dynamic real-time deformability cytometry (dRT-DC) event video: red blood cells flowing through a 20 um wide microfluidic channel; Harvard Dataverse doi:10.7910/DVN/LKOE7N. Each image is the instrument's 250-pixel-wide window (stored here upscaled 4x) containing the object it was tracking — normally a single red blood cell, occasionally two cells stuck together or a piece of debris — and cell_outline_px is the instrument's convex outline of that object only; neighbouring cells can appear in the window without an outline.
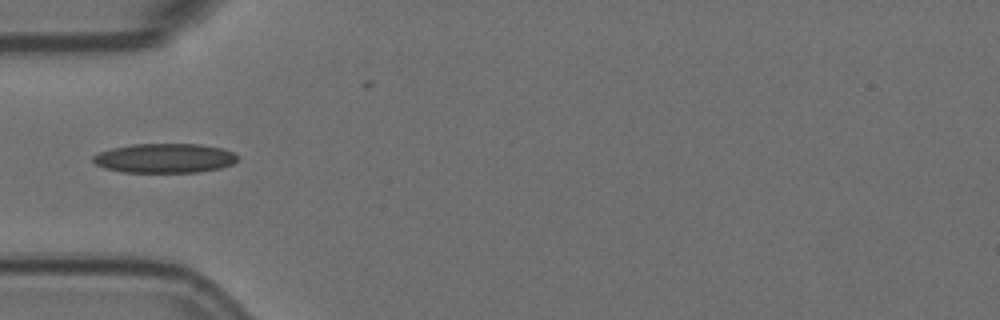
{"species": "Egyptian fruit bat (a non-hibernating species)", "species_latin": "Rousettus aegyptiacus", "temperature_condition": "room temperature", "stored_images_in_passage": 8, "camera_frame_rate_fps": 3000, "um_per_image_px": 0.085, "animal": {"sex": "female"}, "frame": {"image": 1, "passage_image": 5, "time_ms": 1.333, "image_size_px": [1000, 320], "cell_outline_px": [[236, 160], [232, 164], [220, 168], [200, 172], [124, 172], [104, 168], [96, 164], [92, 160], [92, 156], [100, 152], [112, 148], [132, 144], [200, 144], [224, 148], [232, 152], [236, 156]], "centroid_in_image_um": [13.99, 13.44], "position_along_channel_um": 71.0, "area_um2": 24.74}}
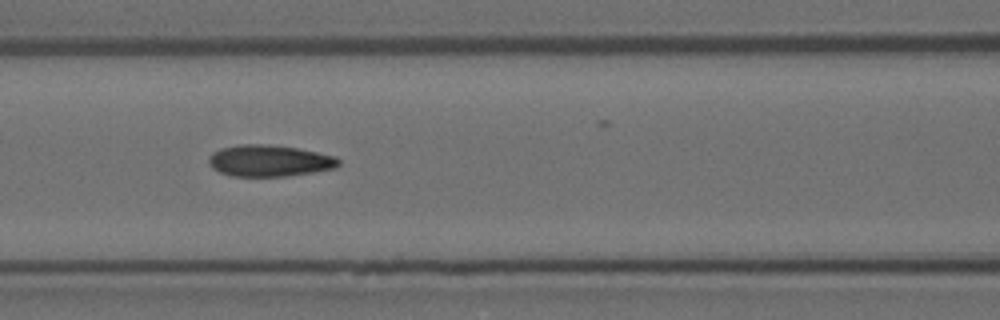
{"frame": {"image": 2, "passage_image": 7, "time_ms": 2.0, "image_size_px": [1000, 320], "cell_outline_px": [[340, 164], [336, 168], [312, 172], [284, 176], [232, 176], [220, 172], [212, 168], [208, 164], [208, 156], [212, 152], [220, 148], [240, 144], [268, 144], [296, 148], [336, 156], [340, 160]], "centroid_in_image_um": [22.87, 13.66], "position_along_channel_um": 143.7, "area_um2": 23.93}}
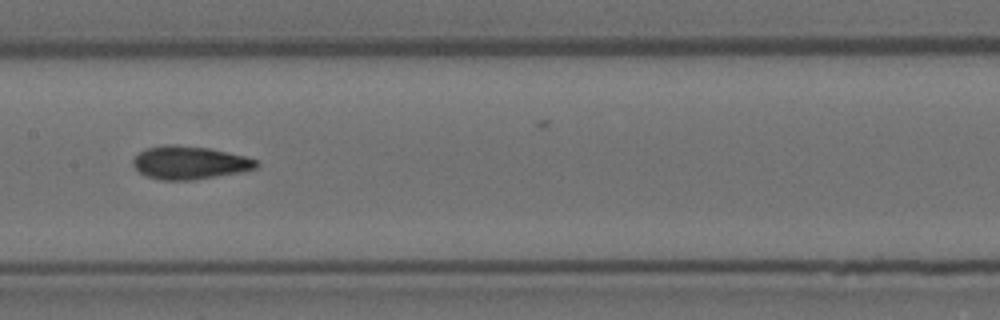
{"frame": {"image": 3, "passage_image": 8, "time_ms": 2.333, "image_size_px": [1000, 320], "cell_outline_px": [[260, 164], [256, 168], [244, 172], [192, 180], [160, 180], [148, 176], [140, 172], [132, 164], [132, 160], [144, 148], [164, 144], [176, 144], [208, 148], [244, 156], [256, 160]], "centroid_in_image_um": [16.11, 13.82], "position_along_channel_um": 191.3, "area_um2": 23.87}}